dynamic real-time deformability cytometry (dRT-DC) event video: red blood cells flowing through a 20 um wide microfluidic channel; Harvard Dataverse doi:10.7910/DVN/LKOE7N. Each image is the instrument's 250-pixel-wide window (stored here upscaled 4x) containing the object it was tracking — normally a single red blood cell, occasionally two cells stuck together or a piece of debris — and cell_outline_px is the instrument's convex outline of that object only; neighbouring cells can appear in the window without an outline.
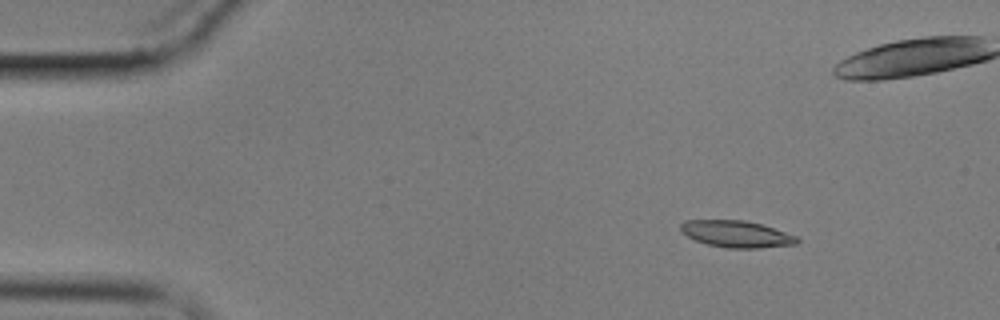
{"species": "common noctule bat (a hibernating species)", "species_latin": "Nyctalus noctula", "temperature_condition": "cold", "stored_images_in_passage": 49, "camera_frame_rate_fps": 3000, "um_per_image_px": 0.085, "animal": {"sex": "male", "body_mass_g": 17.9}, "frame": {"image": 1, "passage_image": 2, "time_ms": 0.333, "image_size_px": [1000, 320], "cell_outline_px": [[800, 240], [796, 244], [760, 248], [724, 248], [708, 244], [696, 240], [688, 236], [680, 228], [680, 224], [684, 220], [744, 220], [760, 224], [796, 236]], "centroid_in_image_um": [62.59, 19.89], "position_along_channel_um": 22.4, "area_um2": 17.92}}
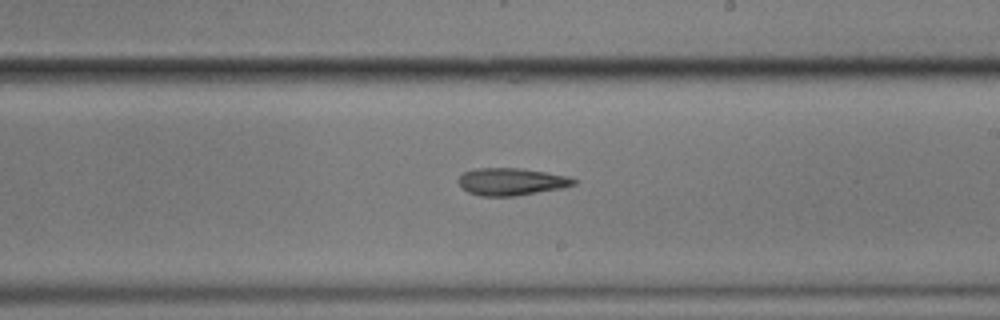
{"frame": {"image": 2, "passage_image": 30, "time_ms": 9.667, "image_size_px": [1000, 320], "cell_outline_px": [[576, 184], [564, 188], [516, 196], [480, 196], [468, 192], [460, 184], [460, 176], [464, 172], [476, 168], [520, 168], [568, 176], [576, 180]], "centroid_in_image_um": [43.5, 15.45], "position_along_channel_um": 245.5, "area_um2": 18.26}}
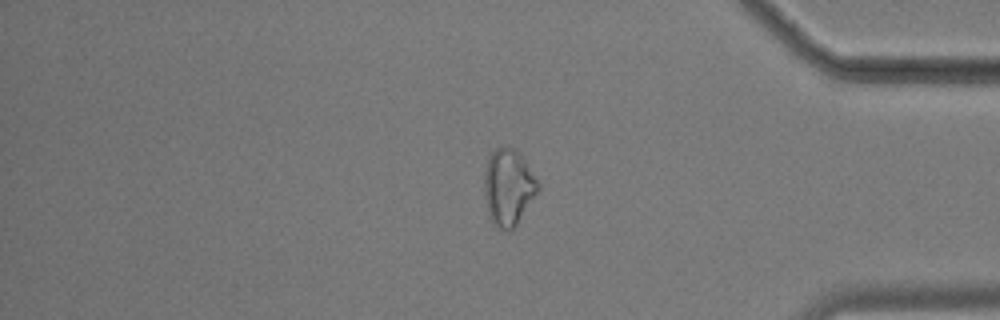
{"frame": {"image": 3, "passage_image": 45, "time_ms": 14.667, "image_size_px": [1000, 320], "cell_outline_px": [[540, 188], [516, 224], [508, 232], [496, 228], [492, 224], [488, 216], [484, 188], [484, 168], [488, 156], [492, 148], [516, 148], [524, 156], [540, 184]], "centroid_in_image_um": [43.2, 15.88], "position_along_channel_um": 392.0, "area_um2": 24.39}}